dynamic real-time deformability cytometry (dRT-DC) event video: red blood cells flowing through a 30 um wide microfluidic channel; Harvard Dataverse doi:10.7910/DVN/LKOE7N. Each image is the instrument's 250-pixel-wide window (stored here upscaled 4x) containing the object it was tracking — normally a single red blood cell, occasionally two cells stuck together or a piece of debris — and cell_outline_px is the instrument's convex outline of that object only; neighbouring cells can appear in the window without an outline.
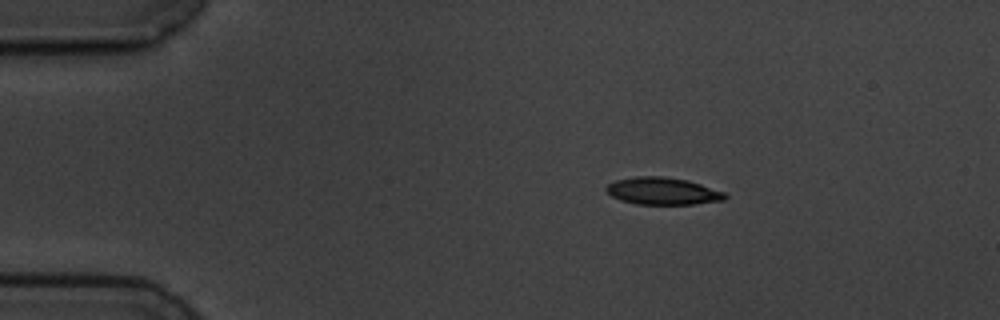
{"species": "common noctule bat (a hibernating species)", "species_latin": "Nyctalus noctula", "temperature_condition": "cold", "stored_images_in_passage": 4, "camera_frame_rate_fps": 3000, "um_per_image_px": 0.085, "animal": {"sex": "male", "body_mass_g": 19.5, "forearm_length_mm": 54.6}, "frame": {"image": 1, "passage_image": 2, "time_ms": 1.333, "image_size_px": [1000, 320], "cell_outline_px": [[728, 196], [724, 200], [696, 204], [636, 204], [620, 200], [612, 196], [604, 188], [608, 184], [616, 180], [636, 176], [664, 176], [688, 180], [724, 192]], "centroid_in_image_um": [56.32, 16.24], "position_along_channel_um": 28.7, "area_um2": 18.84}}